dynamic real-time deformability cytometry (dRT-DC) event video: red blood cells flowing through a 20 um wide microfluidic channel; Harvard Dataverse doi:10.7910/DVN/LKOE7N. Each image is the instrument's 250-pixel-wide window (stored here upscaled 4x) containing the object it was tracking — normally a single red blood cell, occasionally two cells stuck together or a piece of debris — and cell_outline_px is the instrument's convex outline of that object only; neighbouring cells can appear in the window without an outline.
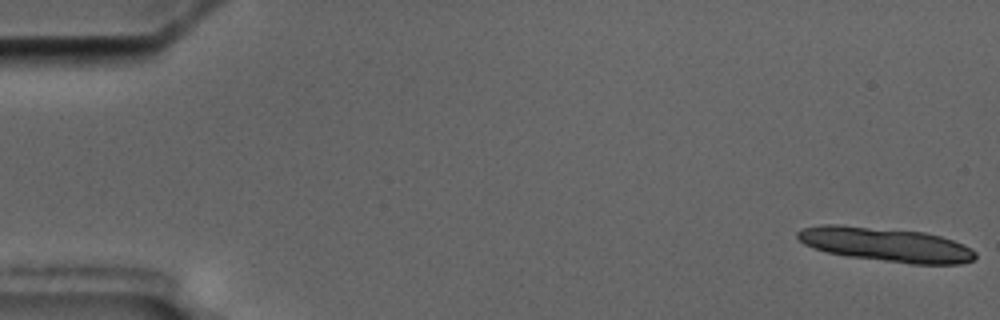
{"species": "common noctule bat (a hibernating species)", "species_latin": "Nyctalus noctula", "temperature_condition": "cold", "stored_images_in_passage": 6, "camera_frame_rate_fps": 3000, "um_per_image_px": 0.085, "animal": {"sex": "male", "body_mass_g": 17.5, "forearm_length_mm": 52.3}, "frame": {"image": 1, "passage_image": 1, "time_ms": 0.0, "image_size_px": [1000, 320], "cell_outline_px": [[976, 256], [972, 260], [960, 264], [912, 264], [848, 256], [828, 252], [812, 248], [804, 244], [796, 236], [796, 232], [800, 228], [820, 224], [840, 224], [924, 232], [940, 236], [964, 244], [972, 248], [976, 252]], "centroid_in_image_um": [75.27, 20.77], "position_along_channel_um": 9.7, "area_um2": 35.49}}
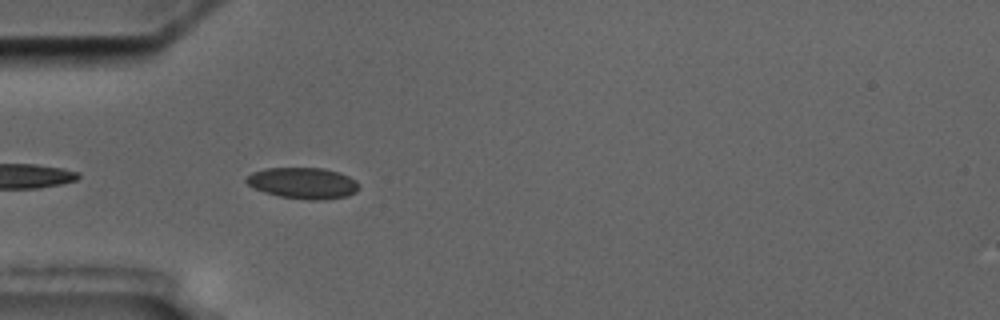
{"frame": {"image": 2, "passage_image": 6, "time_ms": 5.667, "image_size_px": [1000, 320], "cell_outline_px": [[360, 188], [356, 192], [348, 196], [324, 200], [308, 200], [280, 196], [264, 192], [248, 184], [244, 180], [252, 172], [264, 168], [324, 168], [340, 172], [356, 180], [360, 184]], "centroid_in_image_um": [25.81, 15.56], "position_along_channel_um": 59.2, "area_um2": 20.63}}